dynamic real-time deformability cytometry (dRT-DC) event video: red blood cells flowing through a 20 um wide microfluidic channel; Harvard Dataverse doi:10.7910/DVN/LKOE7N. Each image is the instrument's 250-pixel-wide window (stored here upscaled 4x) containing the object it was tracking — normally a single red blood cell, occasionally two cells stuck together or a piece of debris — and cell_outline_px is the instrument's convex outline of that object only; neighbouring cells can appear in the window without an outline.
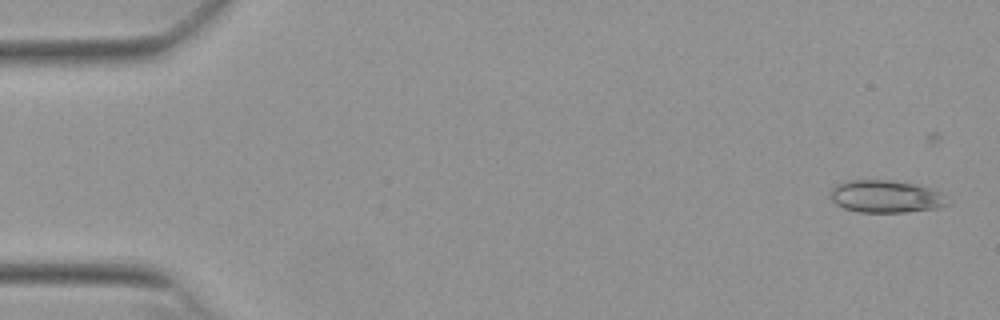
{"species": "Egyptian fruit bat (a non-hibernating species)", "species_latin": "Rousettus aegyptiacus", "temperature_condition": "warm", "stored_images_in_passage": 8, "camera_frame_rate_fps": 3000, "um_per_image_px": 0.085, "animal": {"sex": "female"}, "frame": {"image": 1, "passage_image": 1, "time_ms": 0.0, "image_size_px": [1000, 320], "cell_outline_px": [[948, 204], [940, 208], [904, 212], [860, 212], [844, 208], [836, 204], [832, 200], [828, 192], [836, 184], [848, 180], [892, 180], [932, 188], [948, 196]], "centroid_in_image_um": [75.3, 16.7], "position_along_channel_um": 9.7, "area_um2": 22.37}}